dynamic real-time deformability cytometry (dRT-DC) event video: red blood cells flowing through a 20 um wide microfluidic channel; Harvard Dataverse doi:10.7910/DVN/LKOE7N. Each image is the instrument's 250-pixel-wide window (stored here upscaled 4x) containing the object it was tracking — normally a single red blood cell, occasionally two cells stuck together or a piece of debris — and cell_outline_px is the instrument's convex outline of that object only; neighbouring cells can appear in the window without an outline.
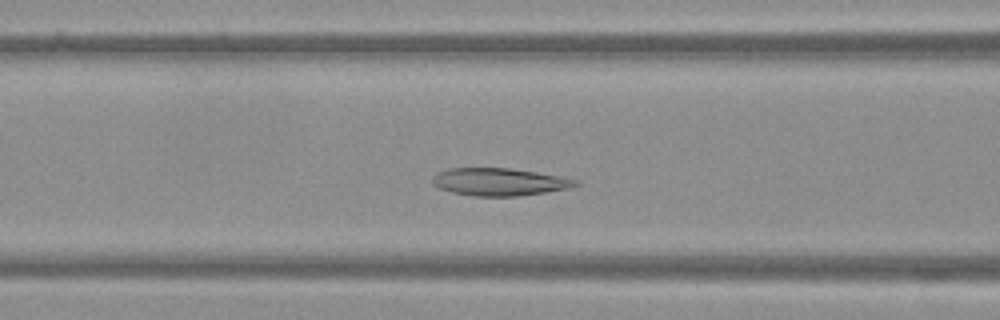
{"species": "Egyptian fruit bat (a non-hibernating species)", "species_latin": "Rousettus aegyptiacus", "temperature_condition": "warm", "stored_images_in_passage": 46, "camera_frame_rate_fps": 3000, "um_per_image_px": 0.085, "frame": {"image": 1, "passage_image": 16, "time_ms": 5.0, "image_size_px": [1000, 320], "cell_outline_px": [[580, 184], [572, 188], [516, 196], [472, 196], [452, 192], [440, 188], [432, 184], [432, 176], [436, 172], [448, 168], [508, 168], [536, 172], [580, 180]], "centroid_in_image_um": [42.43, 15.45], "position_along_channel_um": 124.2, "area_um2": 23.06}}
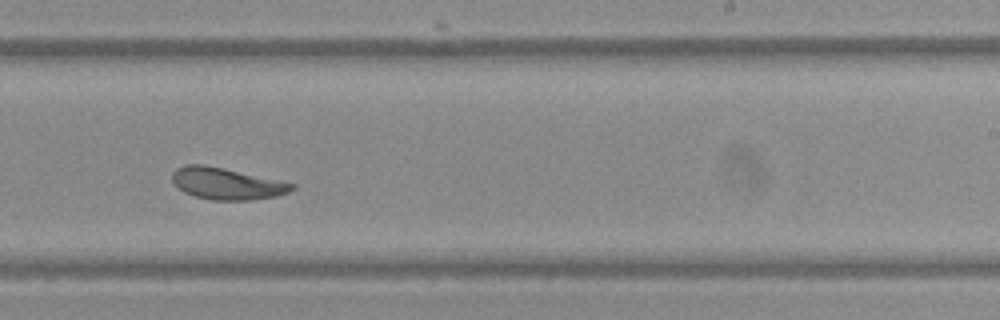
{"frame": {"image": 2, "passage_image": 27, "time_ms": 8.667, "image_size_px": [1000, 320], "cell_outline_px": [[296, 188], [288, 192], [276, 196], [252, 200], [212, 200], [196, 196], [184, 192], [172, 180], [172, 172], [176, 168], [184, 164], [204, 164], [224, 168], [296, 184]], "centroid_in_image_um": [19.27, 15.6], "position_along_channel_um": 269.7, "area_um2": 22.02}}
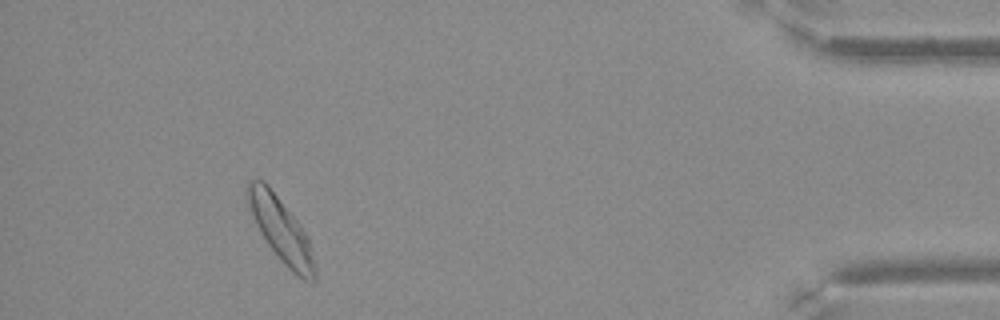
{"frame": {"image": 3, "passage_image": 42, "time_ms": 13.667, "image_size_px": [1000, 320], "cell_outline_px": [[316, 280], [312, 284], [304, 280], [292, 272], [280, 260], [268, 244], [260, 232], [244, 200], [244, 188], [248, 180], [264, 180], [268, 184], [300, 224], [308, 240], [316, 264]], "centroid_in_image_um": [23.84, 19.51], "position_along_channel_um": 411.4, "area_um2": 25.49}}